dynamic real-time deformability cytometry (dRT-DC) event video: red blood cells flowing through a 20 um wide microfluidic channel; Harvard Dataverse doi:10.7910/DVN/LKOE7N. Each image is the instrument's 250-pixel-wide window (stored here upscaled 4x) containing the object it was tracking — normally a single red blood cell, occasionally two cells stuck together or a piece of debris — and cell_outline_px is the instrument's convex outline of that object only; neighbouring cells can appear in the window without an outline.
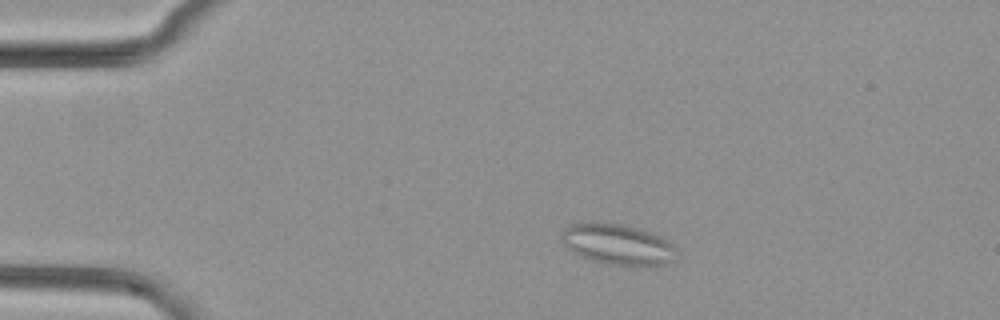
{"species": "common noctule bat (a hibernating species)", "species_latin": "Nyctalus noctula", "temperature_condition": "cold", "stored_images_in_passage": 50, "segment_of_instrument_passage": [1, 2], "camera_frame_rate_fps": 3000, "um_per_image_px": 0.085, "animal": {"sex": "female", "body_mass_g": 29.2, "forearm_length_mm": 56.3}, "frame": {"image": 1, "passage_image": 8, "time_ms": 2.333, "image_size_px": [1000, 320], "cell_outline_px": [[680, 256], [676, 260], [664, 264], [644, 268], [640, 268], [604, 264], [580, 256], [572, 252], [564, 244], [560, 236], [564, 228], [568, 224], [588, 220], [624, 224], [640, 228], [652, 232], [668, 240], [680, 252]], "centroid_in_image_um": [52.55, 20.78], "position_along_channel_um": 32.4, "area_um2": 28.84}}